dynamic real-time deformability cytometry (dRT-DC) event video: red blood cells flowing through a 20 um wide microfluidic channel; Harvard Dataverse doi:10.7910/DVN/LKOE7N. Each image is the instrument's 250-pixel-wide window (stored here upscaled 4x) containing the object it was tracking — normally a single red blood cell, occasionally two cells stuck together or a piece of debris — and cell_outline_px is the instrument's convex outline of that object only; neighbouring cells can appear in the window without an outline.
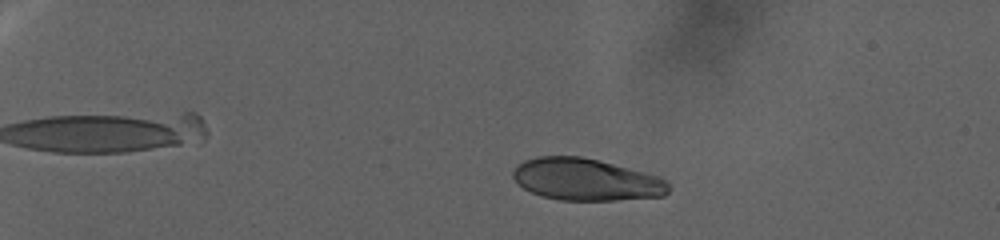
{"species": "human", "species_latin": "Homo sapiens", "temperature_condition": "warm", "stored_images_in_passage": 114, "camera_frame_rate_fps": 3000, "um_per_image_px": 0.085, "donor": {"sex": "female"}, "frame": {"image": 1, "passage_image": 29, "time_ms": 9.333, "image_size_px": [1000, 240], "cell_outline_px": [[672, 188], [664, 196], [616, 200], [560, 200], [540, 196], [516, 184], [512, 176], [512, 172], [516, 164], [524, 160], [536, 156], [580, 156], [600, 160], [660, 176], [668, 180], [672, 184]], "centroid_in_image_um": [49.84, 15.26], "position_along_channel_um": 35.2, "area_um2": 38.73}}
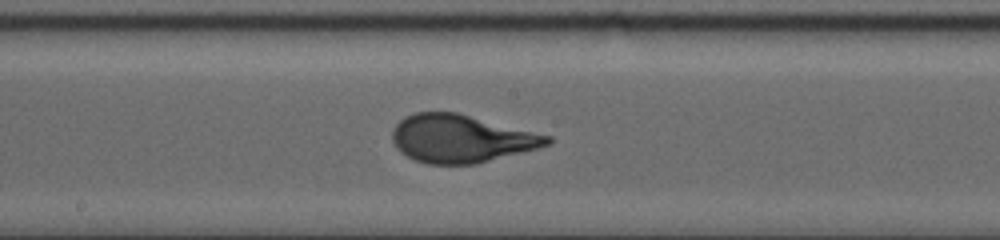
{"frame": {"image": 2, "passage_image": 74, "time_ms": 24.333, "image_size_px": [1000, 240], "cell_outline_px": [[552, 144], [476, 164], [428, 164], [416, 160], [400, 152], [396, 148], [392, 140], [392, 128], [404, 116], [416, 112], [456, 112], [552, 136]], "centroid_in_image_um": [39.18, 11.78], "position_along_channel_um": 209.0, "area_um2": 43.18}}
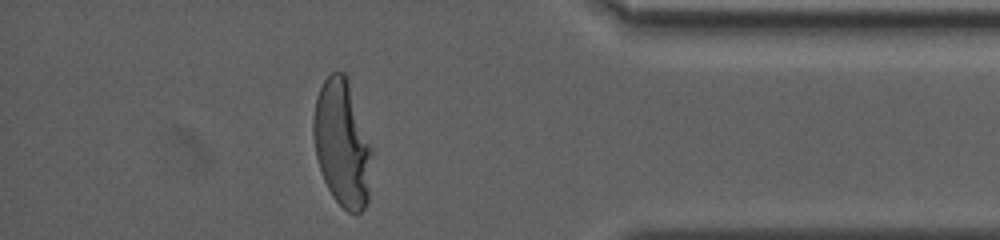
{"frame": {"image": 3, "passage_image": 108, "time_ms": 35.667, "image_size_px": [1000, 240], "cell_outline_px": [[372, 152], [368, 200], [364, 208], [356, 216], [348, 212], [332, 196], [324, 180], [316, 156], [312, 136], [312, 116], [316, 96], [324, 80], [332, 72], [344, 72], [348, 80], [372, 148]], "centroid_in_image_um": [29.07, 12.2], "position_along_channel_um": 406.1, "area_um2": 43.23}}